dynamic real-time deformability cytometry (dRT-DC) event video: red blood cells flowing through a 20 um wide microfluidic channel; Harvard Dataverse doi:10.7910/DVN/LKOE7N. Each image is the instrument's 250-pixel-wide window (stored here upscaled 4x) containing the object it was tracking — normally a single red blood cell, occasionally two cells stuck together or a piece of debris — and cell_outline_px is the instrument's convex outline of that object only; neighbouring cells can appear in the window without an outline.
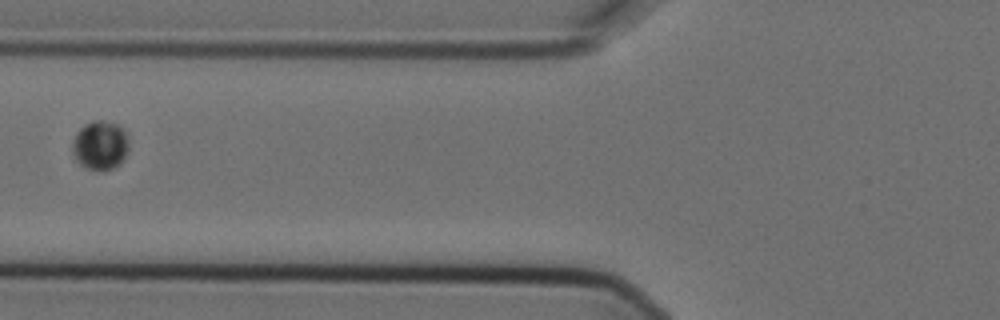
{"species": "Egyptian fruit bat (a non-hibernating species)", "species_latin": "Rousettus aegyptiacus", "temperature_condition": "cold", "stored_images_in_passage": 3, "camera_frame_rate_fps": 3000, "um_per_image_px": 0.085, "animal": {"sex": "female"}, "frame": {"image": 1, "passage_image": 3, "time_ms": 0.667, "image_size_px": [1000, 320], "cell_outline_px": [[128, 148], [120, 164], [112, 168], [88, 168], [80, 164], [76, 160], [72, 152], [72, 140], [76, 132], [84, 124], [92, 120], [100, 120], [120, 124], [128, 132]], "centroid_in_image_um": [8.52, 12.28], "position_along_channel_um": 117.3, "area_um2": 16.18}}